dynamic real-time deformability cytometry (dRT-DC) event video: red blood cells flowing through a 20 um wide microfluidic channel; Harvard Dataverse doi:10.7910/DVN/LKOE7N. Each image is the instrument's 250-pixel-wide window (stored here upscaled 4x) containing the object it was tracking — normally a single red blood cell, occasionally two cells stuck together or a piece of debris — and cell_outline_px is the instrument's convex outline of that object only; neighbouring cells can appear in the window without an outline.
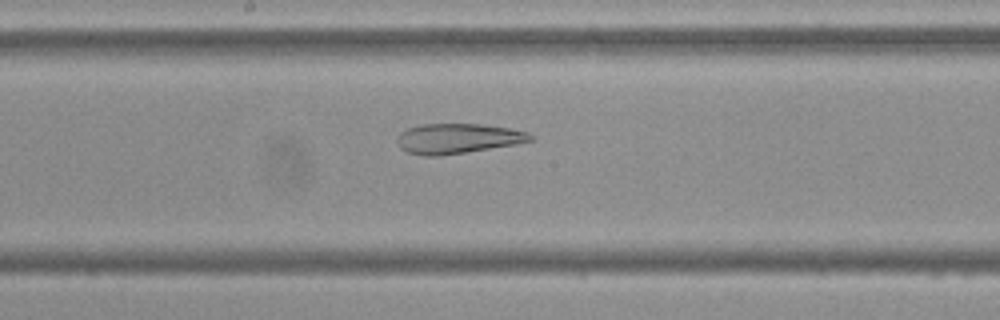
{"species": "Egyptian fruit bat (a non-hibernating species)", "species_latin": "Rousettus aegyptiacus", "temperature_condition": "cold", "stored_images_in_passage": 50, "camera_frame_rate_fps": 3000, "um_per_image_px": 0.085, "frame": {"image": 1, "passage_image": 24, "time_ms": 7.667, "image_size_px": [1000, 320], "cell_outline_px": [[532, 140], [516, 144], [440, 156], [424, 156], [408, 152], [400, 148], [396, 140], [400, 132], [408, 128], [420, 124], [480, 124], [508, 128], [528, 132], [532, 136]], "centroid_in_image_um": [38.86, 11.77], "position_along_channel_um": 209.3, "area_um2": 23.18}}
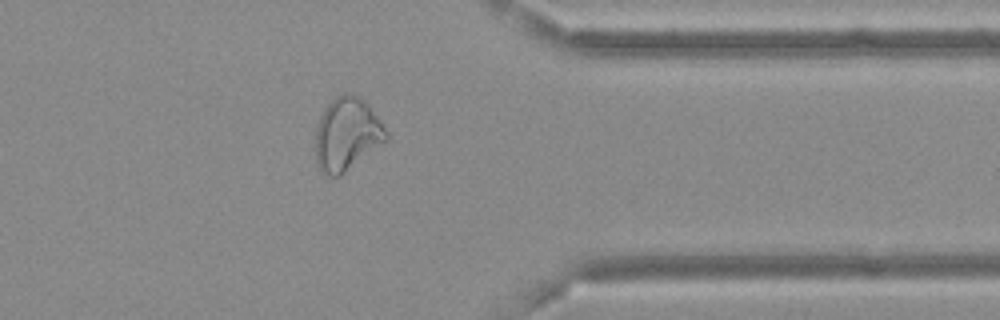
{"frame": {"image": 2, "passage_image": 39, "time_ms": 12.667, "image_size_px": [1000, 320], "cell_outline_px": [[388, 140], [340, 176], [328, 176], [320, 172], [316, 160], [316, 124], [324, 108], [336, 96], [344, 92], [348, 92], [360, 96], [368, 104], [380, 120], [388, 132]], "centroid_in_image_um": [29.49, 11.4], "position_along_channel_um": 381.9, "area_um2": 30.35}}
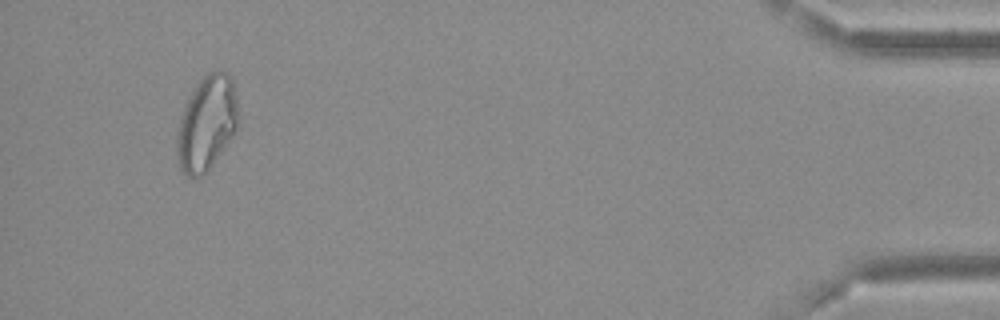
{"frame": {"image": 3, "passage_image": 47, "time_ms": 15.333, "image_size_px": [1000, 320], "cell_outline_px": [[236, 132], [208, 172], [200, 180], [196, 180], [188, 176], [180, 168], [176, 156], [176, 136], [180, 120], [188, 96], [204, 72], [216, 68], [224, 68], [232, 76], [236, 96]], "centroid_in_image_um": [17.56, 10.46], "position_along_channel_um": 417.6, "area_um2": 34.74}}